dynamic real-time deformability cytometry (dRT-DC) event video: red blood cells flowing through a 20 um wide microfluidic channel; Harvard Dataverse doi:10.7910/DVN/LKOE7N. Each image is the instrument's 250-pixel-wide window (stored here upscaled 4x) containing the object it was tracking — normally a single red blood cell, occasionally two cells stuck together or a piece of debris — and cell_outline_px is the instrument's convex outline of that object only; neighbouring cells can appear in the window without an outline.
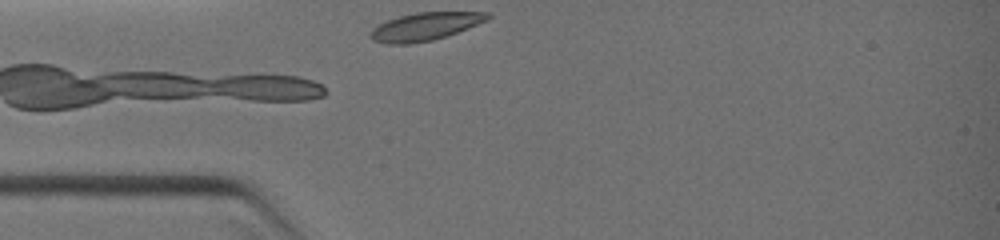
{"species": "common noctule bat (a hibernating species)", "species_latin": "Nyctalus noctula", "temperature_condition": "warm", "stored_images_in_passage": 11, "camera_frame_rate_fps": 3000, "um_per_image_px": 0.085, "animal": {"sex": "female", "body_mass_g": 19.0, "forearm_length_mm": 51.5}, "frame": {"image": 1, "passage_image": 11, "time_ms": 3.333, "image_size_px": [1000, 240], "cell_outline_px": [[492, 16], [488, 20], [456, 32], [432, 40], [408, 44], [388, 44], [372, 40], [368, 36], [368, 32], [372, 28], [388, 20], [400, 16], [416, 12], [488, 12]], "centroid_in_image_um": [36.09, 2.25], "position_along_channel_um": 48.9, "area_um2": 18.9}}